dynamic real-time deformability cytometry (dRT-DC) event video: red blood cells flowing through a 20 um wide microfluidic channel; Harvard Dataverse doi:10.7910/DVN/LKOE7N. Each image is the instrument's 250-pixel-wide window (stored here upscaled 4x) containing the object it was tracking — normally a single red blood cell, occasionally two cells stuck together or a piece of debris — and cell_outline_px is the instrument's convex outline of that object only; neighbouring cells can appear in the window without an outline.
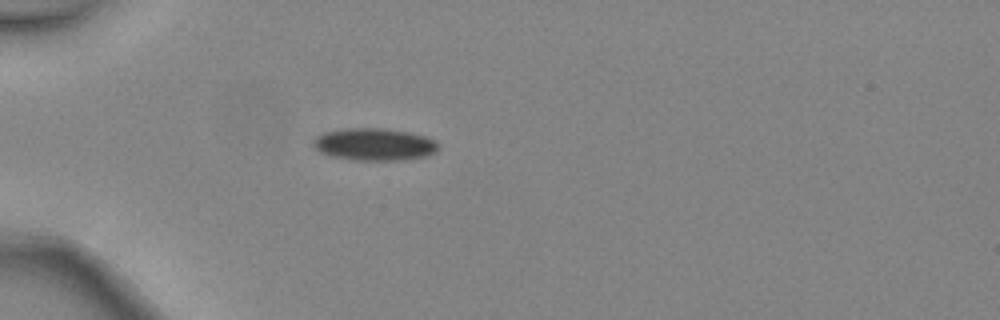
{"species": "common noctule bat (a hibernating species)", "species_latin": "Nyctalus noctula", "temperature_condition": "warm", "stored_images_in_passage": 1, "camera_frame_rate_fps": 3000, "um_per_image_px": 0.085, "animal": {"sex": "female", "body_mass_g": 24.6, "forearm_length_mm": 56.2}, "frame": {"image": 1, "passage_image": 1, "time_ms": 0.0, "image_size_px": [1000, 320], "cell_outline_px": [[440, 148], [436, 152], [428, 156], [404, 160], [352, 160], [332, 156], [320, 152], [312, 144], [312, 140], [316, 136], [324, 132], [344, 128], [380, 128], [408, 132], [424, 136], [436, 140], [440, 144]], "centroid_in_image_um": [31.84, 12.27], "position_along_channel_um": 53.2, "area_um2": 23.81}}